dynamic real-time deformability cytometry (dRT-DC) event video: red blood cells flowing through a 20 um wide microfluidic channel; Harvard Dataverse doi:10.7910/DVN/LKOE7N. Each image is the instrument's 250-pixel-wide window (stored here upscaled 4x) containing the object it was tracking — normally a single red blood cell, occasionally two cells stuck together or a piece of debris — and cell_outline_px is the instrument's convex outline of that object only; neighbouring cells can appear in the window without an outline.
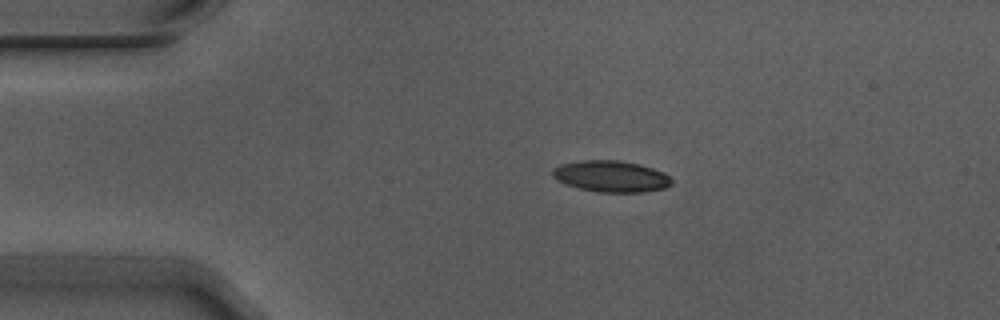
{"species": "Egyptian fruit bat (a non-hibernating species)", "species_latin": "Rousettus aegyptiacus", "temperature_condition": "warm", "stored_images_in_passage": 6, "camera_frame_rate_fps": 3000, "um_per_image_px": 0.085, "animal": {"sex": "male"}, "frame": {"image": 1, "passage_image": 3, "time_ms": 0.667, "image_size_px": [1000, 320], "cell_outline_px": [[672, 184], [664, 188], [640, 192], [596, 192], [564, 184], [556, 180], [552, 176], [552, 168], [560, 164], [580, 160], [620, 160], [640, 164], [664, 172], [672, 180]], "centroid_in_image_um": [51.9, 14.98], "position_along_channel_um": 33.1, "area_um2": 21.91}}
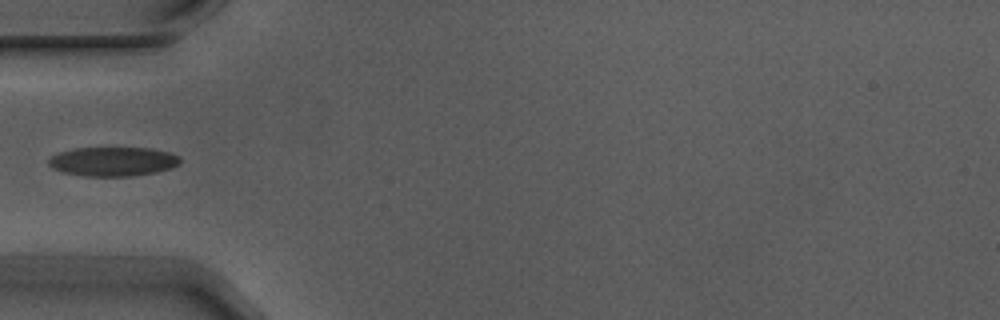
{"frame": {"image": 2, "passage_image": 5, "time_ms": 1.333, "image_size_px": [1000, 320], "cell_outline_px": [[180, 164], [172, 168], [156, 172], [132, 176], [88, 176], [64, 172], [52, 168], [48, 164], [48, 160], [52, 156], [60, 152], [72, 148], [152, 148], [168, 152], [180, 156]], "centroid_in_image_um": [9.63, 13.72], "position_along_channel_um": 75.4, "area_um2": 22.37}}